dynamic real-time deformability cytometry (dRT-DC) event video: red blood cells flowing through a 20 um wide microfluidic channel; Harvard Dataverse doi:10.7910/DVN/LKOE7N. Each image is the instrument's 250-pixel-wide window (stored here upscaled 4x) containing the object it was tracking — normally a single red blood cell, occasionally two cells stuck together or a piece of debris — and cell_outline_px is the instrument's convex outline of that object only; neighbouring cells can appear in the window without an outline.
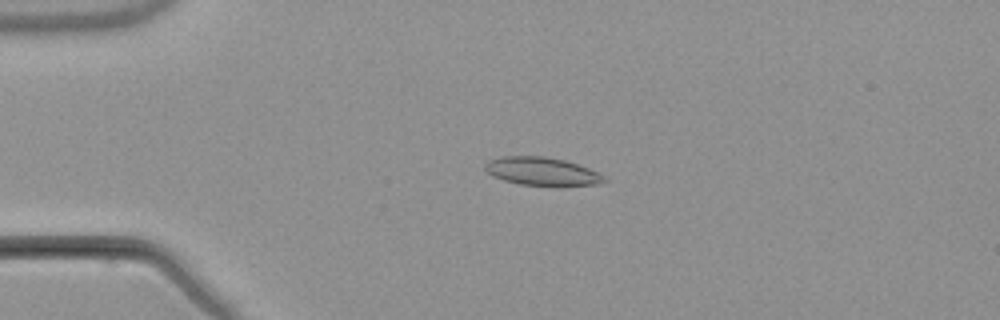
{"species": "common noctule bat (a hibernating species)", "species_latin": "Nyctalus noctula", "temperature_condition": "warm", "stored_images_in_passage": 3, "camera_frame_rate_fps": 3000, "um_per_image_px": 0.085, "animal": {"sex": "male", "body_mass_g": 21.5, "forearm_length_mm": 52.0}, "frame": {"image": 1, "passage_image": 2, "time_ms": 1.333, "image_size_px": [1000, 320], "cell_outline_px": [[608, 180], [596, 184], [520, 184], [504, 180], [492, 176], [484, 168], [484, 164], [488, 160], [500, 156], [544, 156], [564, 160], [588, 168], [604, 176]], "centroid_in_image_um": [45.98, 14.53], "position_along_channel_um": 39.0, "area_um2": 18.96}}